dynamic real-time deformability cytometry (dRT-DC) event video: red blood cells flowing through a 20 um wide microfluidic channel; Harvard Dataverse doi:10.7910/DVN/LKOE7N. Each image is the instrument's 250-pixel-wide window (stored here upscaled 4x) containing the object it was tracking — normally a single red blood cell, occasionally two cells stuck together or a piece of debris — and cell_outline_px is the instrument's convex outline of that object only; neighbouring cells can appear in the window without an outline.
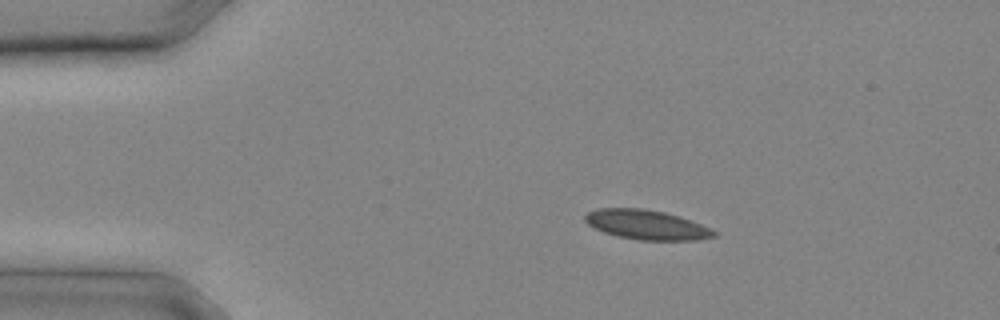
{"species": "common noctule bat (a hibernating species)", "species_latin": "Nyctalus noctula", "temperature_condition": "cold", "stored_images_in_passage": 15, "camera_frame_rate_fps": 3000, "um_per_image_px": 0.085, "animal": {"sex": "male", "body_mass_g": 20.4}, "frame": {"image": 1, "passage_image": 4, "time_ms": 1.0, "image_size_px": [1000, 320], "cell_outline_px": [[716, 236], [696, 240], [640, 240], [620, 236], [604, 232], [588, 224], [584, 220], [584, 216], [588, 212], [596, 208], [644, 208], [664, 212], [680, 216], [700, 224], [716, 232]], "centroid_in_image_um": [54.94, 19.09], "position_along_channel_um": 30.1, "area_um2": 22.02}}
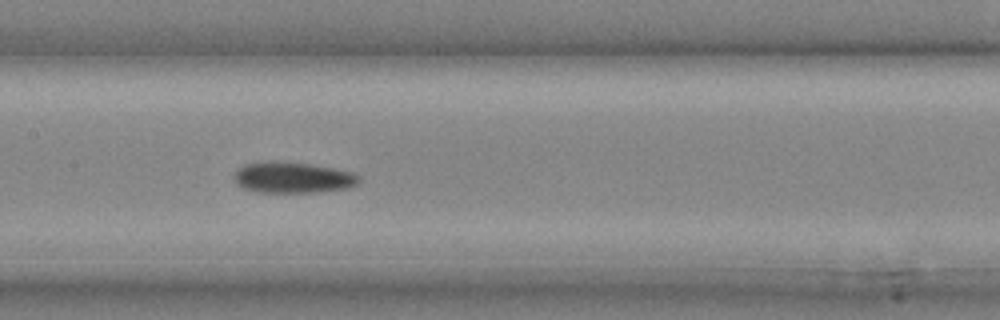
{"frame": {"image": 2, "passage_image": 12, "time_ms": 3.667, "image_size_px": [1000, 320], "cell_outline_px": [[360, 184], [348, 188], [316, 192], [260, 192], [244, 188], [236, 184], [236, 172], [240, 168], [248, 164], [268, 160], [312, 164], [352, 172], [360, 176]], "centroid_in_image_um": [24.95, 15.09], "position_along_channel_um": 182.5, "area_um2": 22.43}}
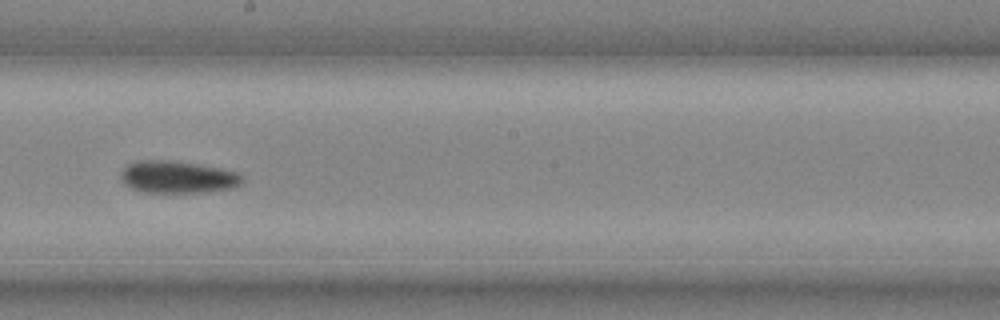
{"frame": {"image": 3, "passage_image": 14, "time_ms": 4.333, "image_size_px": [1000, 320], "cell_outline_px": [[244, 180], [236, 188], [208, 192], [140, 192], [124, 184], [120, 176], [120, 172], [128, 164], [136, 160], [172, 160], [200, 164], [220, 168], [236, 172], [244, 176]], "centroid_in_image_um": [15.12, 15.05], "position_along_channel_um": 233.1, "area_um2": 23.18}}